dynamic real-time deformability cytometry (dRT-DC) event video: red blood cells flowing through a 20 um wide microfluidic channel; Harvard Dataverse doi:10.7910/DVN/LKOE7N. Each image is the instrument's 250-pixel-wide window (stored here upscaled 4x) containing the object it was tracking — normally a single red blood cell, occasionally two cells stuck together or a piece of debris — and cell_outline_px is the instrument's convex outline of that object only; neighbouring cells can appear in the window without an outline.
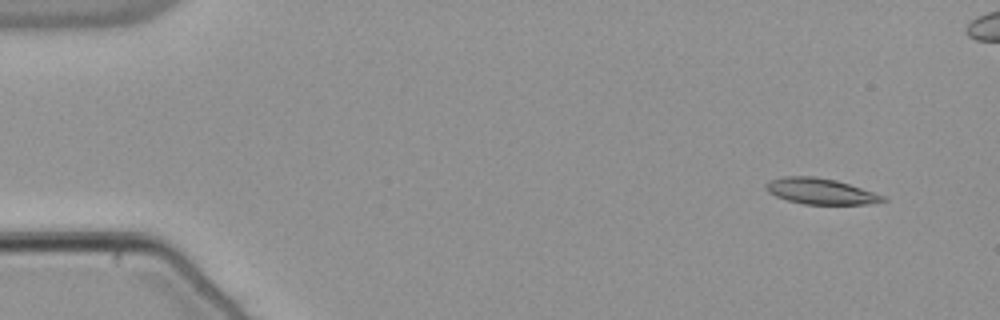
{"species": "common noctule bat (a hibernating species)", "species_latin": "Nyctalus noctula", "temperature_condition": "warm", "stored_images_in_passage": 55, "camera_frame_rate_fps": 3000, "um_per_image_px": 0.085, "animal": {"sex": "male", "body_mass_g": 21.5, "forearm_length_mm": 52.0}, "frame": {"image": 1, "passage_image": 4, "time_ms": 1.0, "image_size_px": [1000, 320], "cell_outline_px": [[888, 200], [864, 204], [804, 204], [788, 200], [776, 196], [768, 192], [764, 188], [764, 184], [772, 180], [784, 176], [816, 176], [836, 180], [884, 196]], "centroid_in_image_um": [69.69, 16.25], "position_along_channel_um": 15.3, "area_um2": 17.4}}
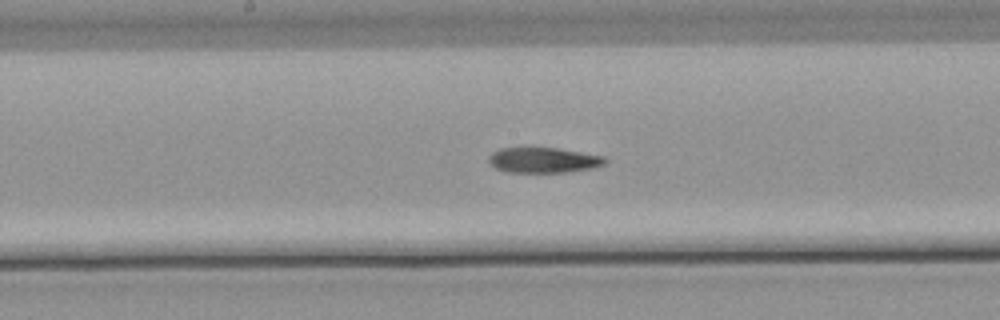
{"frame": {"image": 2, "passage_image": 28, "time_ms": 9.0, "image_size_px": [1000, 320], "cell_outline_px": [[608, 160], [604, 164], [592, 168], [564, 172], [508, 172], [496, 168], [488, 160], [488, 156], [492, 152], [500, 148], [556, 148], [604, 156]], "centroid_in_image_um": [46.19, 13.61], "position_along_channel_um": 202.0, "area_um2": 16.99}}
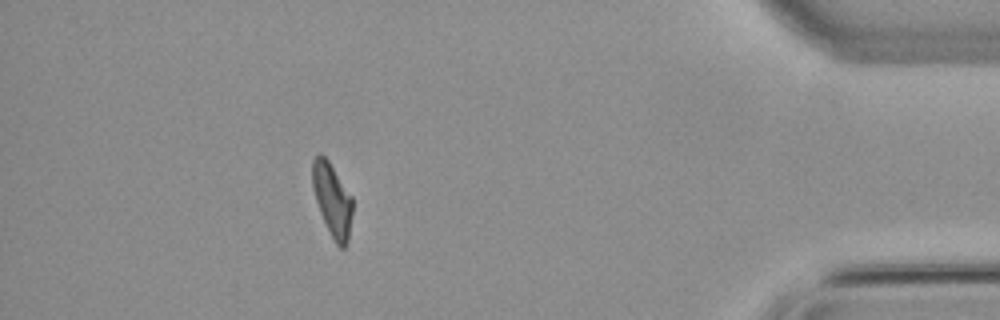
{"frame": {"image": 3, "passage_image": 48, "time_ms": 15.667, "image_size_px": [1000, 320], "cell_outline_px": [[352, 212], [348, 240], [344, 248], [340, 248], [336, 244], [320, 212], [312, 188], [312, 160], [320, 152], [328, 160], [352, 196]], "centroid_in_image_um": [28.23, 16.95], "position_along_channel_um": 407.0, "area_um2": 16.88}}